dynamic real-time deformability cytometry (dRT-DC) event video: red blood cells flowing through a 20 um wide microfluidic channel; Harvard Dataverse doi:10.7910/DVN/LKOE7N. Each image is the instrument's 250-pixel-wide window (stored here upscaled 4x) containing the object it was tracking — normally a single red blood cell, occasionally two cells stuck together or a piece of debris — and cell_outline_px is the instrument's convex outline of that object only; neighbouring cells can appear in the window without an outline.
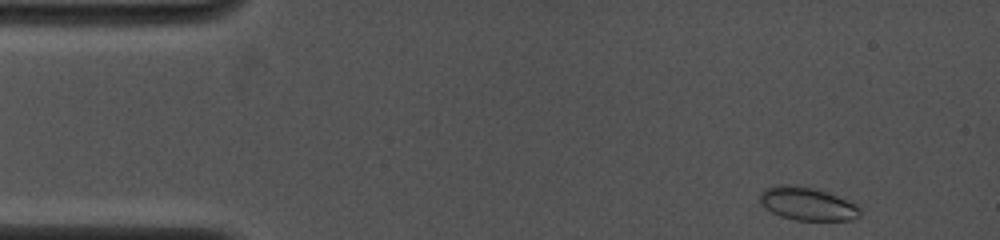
{"species": "common noctule bat (a hibernating species)", "species_latin": "Nyctalus noctula", "temperature_condition": "cold", "stored_images_in_passage": 36, "camera_frame_rate_fps": 4000, "um_per_image_px": 0.085, "animal": {"sex": "female", "body_mass_g": 19.0, "forearm_length_mm": 53.3}, "frame": {"image": 1, "passage_image": 1, "time_ms": 0.0, "image_size_px": [1000, 240], "cell_outline_px": [[860, 216], [852, 220], [796, 220], [780, 216], [764, 208], [760, 204], [760, 192], [764, 188], [780, 184], [796, 184], [812, 188], [836, 196], [856, 204], [860, 208]], "centroid_in_image_um": [68.57, 17.32], "position_along_channel_um": 16.4, "area_um2": 19.36}}
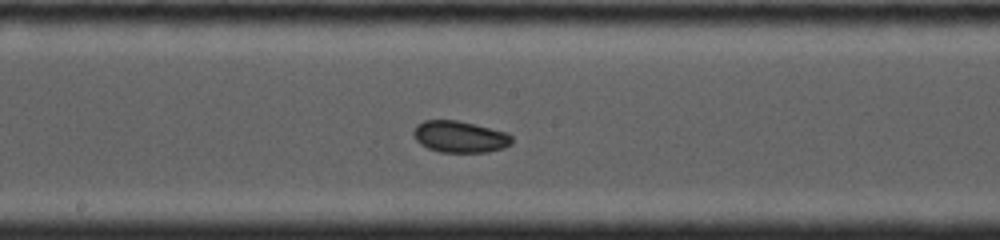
{"frame": {"image": 2, "passage_image": 19, "time_ms": 7.0, "image_size_px": [1000, 240], "cell_outline_px": [[512, 144], [504, 148], [488, 152], [440, 152], [428, 148], [420, 144], [412, 136], [412, 132], [416, 124], [424, 120], [456, 120], [476, 124], [508, 132], [512, 136]], "centroid_in_image_um": [39.09, 11.62], "position_along_channel_um": 209.1, "area_um2": 18.44}}
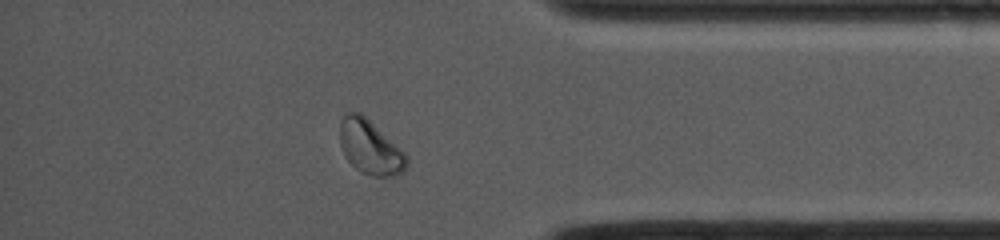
{"frame": {"image": 3, "passage_image": 32, "time_ms": 12.0, "image_size_px": [1000, 240], "cell_outline_px": [[408, 168], [392, 176], [372, 176], [360, 172], [344, 156], [340, 144], [340, 120], [348, 112], [360, 112], [400, 148], [408, 156]], "centroid_in_image_um": [31.45, 12.53], "position_along_channel_um": 403.7, "area_um2": 20.92}, "authors_computed_cell_mechanics": {"area_um2": 18.4093, "velocity_mm_per_s": 4.0442, "shape_relaxation_time_tau1_ms": null, "shape_relaxation_time_tau2_ms": 8.9382, "deformation_change_tau1": null, "deformation_change_tau2": 0.0949}}